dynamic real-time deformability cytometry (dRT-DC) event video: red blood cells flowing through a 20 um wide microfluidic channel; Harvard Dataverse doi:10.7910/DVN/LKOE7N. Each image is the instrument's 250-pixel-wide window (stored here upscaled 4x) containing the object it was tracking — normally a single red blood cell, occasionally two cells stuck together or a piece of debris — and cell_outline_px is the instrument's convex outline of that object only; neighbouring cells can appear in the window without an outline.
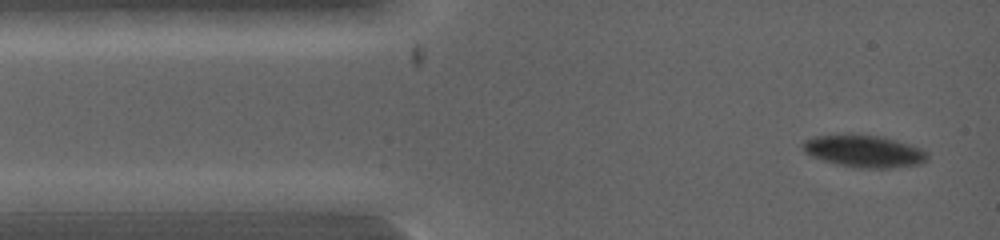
{"species": "common noctule bat (a hibernating species)", "species_latin": "Nyctalus noctula", "temperature_condition": "warm", "stored_images_in_passage": 79, "camera_frame_rate_fps": 5000, "um_per_image_px": 0.085, "animal": {"sex": "female", "body_mass_g": 19.0, "forearm_length_mm": 53.3}, "frame": {"image": 1, "passage_image": 3, "time_ms": 0.2, "image_size_px": [1000, 240], "cell_outline_px": [[928, 160], [920, 164], [888, 168], [864, 168], [836, 164], [812, 156], [804, 152], [800, 144], [804, 140], [816, 136], [848, 132], [880, 136], [912, 144], [928, 152]], "centroid_in_image_um": [73.43, 12.82], "position_along_channel_um": 11.6, "area_um2": 23.87}}
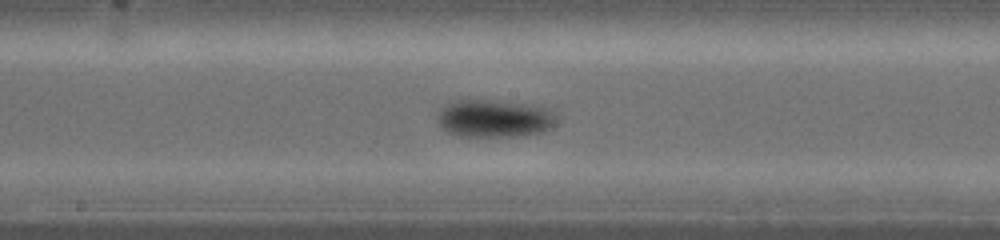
{"frame": {"image": 2, "passage_image": 34, "time_ms": 4.4, "image_size_px": [1000, 240], "cell_outline_px": [[556, 124], [552, 128], [540, 132], [524, 136], [460, 136], [448, 132], [440, 124], [436, 116], [436, 112], [444, 104], [464, 96], [468, 96], [536, 104], [552, 112], [556, 120]], "centroid_in_image_um": [41.96, 10.0], "position_along_channel_um": 206.2, "area_um2": 27.34}}
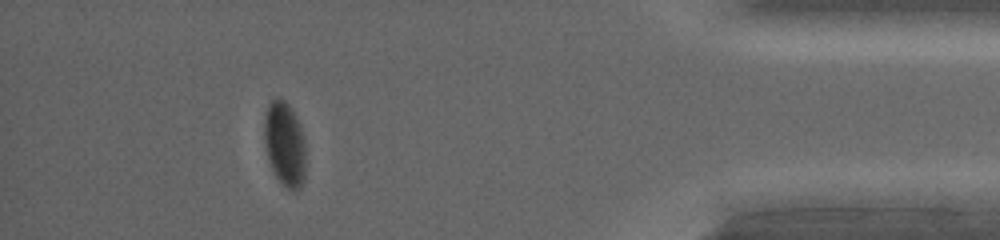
{"frame": {"image": 3, "passage_image": 67, "time_ms": 8.6, "image_size_px": [1000, 240], "cell_outline_px": [[304, 180], [300, 188], [296, 192], [280, 184], [268, 160], [264, 144], [264, 116], [268, 104], [272, 100], [280, 96], [288, 104], [300, 124], [304, 140]], "centroid_in_image_um": [24.18, 12.24], "position_along_channel_um": 411.0, "area_um2": 20.58}}